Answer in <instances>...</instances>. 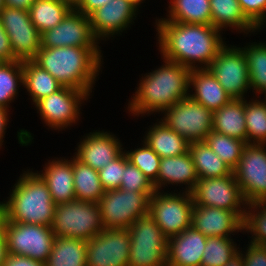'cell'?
Here are the masks:
<instances>
[{"label": "cell", "mask_w": 266, "mask_h": 266, "mask_svg": "<svg viewBox=\"0 0 266 266\" xmlns=\"http://www.w3.org/2000/svg\"><path fill=\"white\" fill-rule=\"evenodd\" d=\"M160 57L190 69L207 68L228 41L211 24H189L171 21L153 22Z\"/></svg>", "instance_id": "obj_1"}, {"label": "cell", "mask_w": 266, "mask_h": 266, "mask_svg": "<svg viewBox=\"0 0 266 266\" xmlns=\"http://www.w3.org/2000/svg\"><path fill=\"white\" fill-rule=\"evenodd\" d=\"M162 65L151 72L141 74L135 92L128 99L125 112L139 120V117L160 116L178 101L189 97V76L191 69L161 57Z\"/></svg>", "instance_id": "obj_2"}, {"label": "cell", "mask_w": 266, "mask_h": 266, "mask_svg": "<svg viewBox=\"0 0 266 266\" xmlns=\"http://www.w3.org/2000/svg\"><path fill=\"white\" fill-rule=\"evenodd\" d=\"M103 53L102 47H41L33 61L63 87L83 90L94 96L95 83L104 70Z\"/></svg>", "instance_id": "obj_3"}, {"label": "cell", "mask_w": 266, "mask_h": 266, "mask_svg": "<svg viewBox=\"0 0 266 266\" xmlns=\"http://www.w3.org/2000/svg\"><path fill=\"white\" fill-rule=\"evenodd\" d=\"M19 175L5 199V220L51 227L56 204L47 184L33 168Z\"/></svg>", "instance_id": "obj_4"}, {"label": "cell", "mask_w": 266, "mask_h": 266, "mask_svg": "<svg viewBox=\"0 0 266 266\" xmlns=\"http://www.w3.org/2000/svg\"><path fill=\"white\" fill-rule=\"evenodd\" d=\"M92 97L83 90L62 87L57 92L42 98L33 107L44 127L62 132L79 125L84 107ZM86 102V103H85ZM45 124V125H44ZM77 124V125H76Z\"/></svg>", "instance_id": "obj_5"}, {"label": "cell", "mask_w": 266, "mask_h": 266, "mask_svg": "<svg viewBox=\"0 0 266 266\" xmlns=\"http://www.w3.org/2000/svg\"><path fill=\"white\" fill-rule=\"evenodd\" d=\"M51 228L55 236L88 241L104 230L100 206L81 200L58 204Z\"/></svg>", "instance_id": "obj_6"}, {"label": "cell", "mask_w": 266, "mask_h": 266, "mask_svg": "<svg viewBox=\"0 0 266 266\" xmlns=\"http://www.w3.org/2000/svg\"><path fill=\"white\" fill-rule=\"evenodd\" d=\"M128 230V266H167L168 238L149 214L138 218Z\"/></svg>", "instance_id": "obj_7"}, {"label": "cell", "mask_w": 266, "mask_h": 266, "mask_svg": "<svg viewBox=\"0 0 266 266\" xmlns=\"http://www.w3.org/2000/svg\"><path fill=\"white\" fill-rule=\"evenodd\" d=\"M153 193L106 190L98 202L103 228L128 229L138 218L149 214V200Z\"/></svg>", "instance_id": "obj_8"}, {"label": "cell", "mask_w": 266, "mask_h": 266, "mask_svg": "<svg viewBox=\"0 0 266 266\" xmlns=\"http://www.w3.org/2000/svg\"><path fill=\"white\" fill-rule=\"evenodd\" d=\"M193 206L189 192L155 191L149 200V215L170 238L191 227Z\"/></svg>", "instance_id": "obj_9"}, {"label": "cell", "mask_w": 266, "mask_h": 266, "mask_svg": "<svg viewBox=\"0 0 266 266\" xmlns=\"http://www.w3.org/2000/svg\"><path fill=\"white\" fill-rule=\"evenodd\" d=\"M240 44L228 40L207 67L232 99H245L251 93L248 63Z\"/></svg>", "instance_id": "obj_10"}, {"label": "cell", "mask_w": 266, "mask_h": 266, "mask_svg": "<svg viewBox=\"0 0 266 266\" xmlns=\"http://www.w3.org/2000/svg\"><path fill=\"white\" fill-rule=\"evenodd\" d=\"M161 116L164 123L190 143L204 141L213 128V112L190 97L178 101Z\"/></svg>", "instance_id": "obj_11"}, {"label": "cell", "mask_w": 266, "mask_h": 266, "mask_svg": "<svg viewBox=\"0 0 266 266\" xmlns=\"http://www.w3.org/2000/svg\"><path fill=\"white\" fill-rule=\"evenodd\" d=\"M8 254L26 256L46 262L53 247L55 235L51 227L4 221Z\"/></svg>", "instance_id": "obj_12"}, {"label": "cell", "mask_w": 266, "mask_h": 266, "mask_svg": "<svg viewBox=\"0 0 266 266\" xmlns=\"http://www.w3.org/2000/svg\"><path fill=\"white\" fill-rule=\"evenodd\" d=\"M233 173L247 204L266 202V144L247 143Z\"/></svg>", "instance_id": "obj_13"}, {"label": "cell", "mask_w": 266, "mask_h": 266, "mask_svg": "<svg viewBox=\"0 0 266 266\" xmlns=\"http://www.w3.org/2000/svg\"><path fill=\"white\" fill-rule=\"evenodd\" d=\"M141 10L127 0H111L89 15L94 36L103 45L132 29ZM137 18V19H136ZM104 41V42H103Z\"/></svg>", "instance_id": "obj_14"}, {"label": "cell", "mask_w": 266, "mask_h": 266, "mask_svg": "<svg viewBox=\"0 0 266 266\" xmlns=\"http://www.w3.org/2000/svg\"><path fill=\"white\" fill-rule=\"evenodd\" d=\"M190 193L197 206L246 211L247 203L233 172L228 176L198 179Z\"/></svg>", "instance_id": "obj_15"}, {"label": "cell", "mask_w": 266, "mask_h": 266, "mask_svg": "<svg viewBox=\"0 0 266 266\" xmlns=\"http://www.w3.org/2000/svg\"><path fill=\"white\" fill-rule=\"evenodd\" d=\"M131 239L128 229H104L87 241V266H128Z\"/></svg>", "instance_id": "obj_16"}, {"label": "cell", "mask_w": 266, "mask_h": 266, "mask_svg": "<svg viewBox=\"0 0 266 266\" xmlns=\"http://www.w3.org/2000/svg\"><path fill=\"white\" fill-rule=\"evenodd\" d=\"M41 47H102L91 29L89 16L72 9L50 30L41 33ZM100 45V46H99Z\"/></svg>", "instance_id": "obj_17"}, {"label": "cell", "mask_w": 266, "mask_h": 266, "mask_svg": "<svg viewBox=\"0 0 266 266\" xmlns=\"http://www.w3.org/2000/svg\"><path fill=\"white\" fill-rule=\"evenodd\" d=\"M110 130H92L80 138L73 155L83 164L99 171L124 152L123 142Z\"/></svg>", "instance_id": "obj_18"}, {"label": "cell", "mask_w": 266, "mask_h": 266, "mask_svg": "<svg viewBox=\"0 0 266 266\" xmlns=\"http://www.w3.org/2000/svg\"><path fill=\"white\" fill-rule=\"evenodd\" d=\"M244 217L245 211L194 205L191 226L206 237H235L243 234Z\"/></svg>", "instance_id": "obj_19"}, {"label": "cell", "mask_w": 266, "mask_h": 266, "mask_svg": "<svg viewBox=\"0 0 266 266\" xmlns=\"http://www.w3.org/2000/svg\"><path fill=\"white\" fill-rule=\"evenodd\" d=\"M43 169L36 173L47 184L52 200L56 205L76 200L71 157H48ZM53 158V159H52ZM70 158V159H69Z\"/></svg>", "instance_id": "obj_20"}, {"label": "cell", "mask_w": 266, "mask_h": 266, "mask_svg": "<svg viewBox=\"0 0 266 266\" xmlns=\"http://www.w3.org/2000/svg\"><path fill=\"white\" fill-rule=\"evenodd\" d=\"M198 179L189 151L180 156L161 158L157 176V191H182L190 193ZM174 186L175 188L173 189ZM176 187L179 188L177 189Z\"/></svg>", "instance_id": "obj_21"}, {"label": "cell", "mask_w": 266, "mask_h": 266, "mask_svg": "<svg viewBox=\"0 0 266 266\" xmlns=\"http://www.w3.org/2000/svg\"><path fill=\"white\" fill-rule=\"evenodd\" d=\"M206 241L192 226L168 238L167 266H201Z\"/></svg>", "instance_id": "obj_22"}, {"label": "cell", "mask_w": 266, "mask_h": 266, "mask_svg": "<svg viewBox=\"0 0 266 266\" xmlns=\"http://www.w3.org/2000/svg\"><path fill=\"white\" fill-rule=\"evenodd\" d=\"M189 97L212 112L228 104L232 97L207 68L191 69Z\"/></svg>", "instance_id": "obj_23"}, {"label": "cell", "mask_w": 266, "mask_h": 266, "mask_svg": "<svg viewBox=\"0 0 266 266\" xmlns=\"http://www.w3.org/2000/svg\"><path fill=\"white\" fill-rule=\"evenodd\" d=\"M210 9L211 25L222 33L231 29L232 33L249 37L261 32L244 15L238 0H210Z\"/></svg>", "instance_id": "obj_24"}, {"label": "cell", "mask_w": 266, "mask_h": 266, "mask_svg": "<svg viewBox=\"0 0 266 266\" xmlns=\"http://www.w3.org/2000/svg\"><path fill=\"white\" fill-rule=\"evenodd\" d=\"M156 122H151L142 140L149 145L161 158L176 157L189 151V144L184 137L172 130L161 119L156 118Z\"/></svg>", "instance_id": "obj_25"}, {"label": "cell", "mask_w": 266, "mask_h": 266, "mask_svg": "<svg viewBox=\"0 0 266 266\" xmlns=\"http://www.w3.org/2000/svg\"><path fill=\"white\" fill-rule=\"evenodd\" d=\"M167 3L166 16H158L154 21L211 24L210 0H170Z\"/></svg>", "instance_id": "obj_26"}, {"label": "cell", "mask_w": 266, "mask_h": 266, "mask_svg": "<svg viewBox=\"0 0 266 266\" xmlns=\"http://www.w3.org/2000/svg\"><path fill=\"white\" fill-rule=\"evenodd\" d=\"M212 130L247 143L244 99H232L213 112Z\"/></svg>", "instance_id": "obj_27"}, {"label": "cell", "mask_w": 266, "mask_h": 266, "mask_svg": "<svg viewBox=\"0 0 266 266\" xmlns=\"http://www.w3.org/2000/svg\"><path fill=\"white\" fill-rule=\"evenodd\" d=\"M63 86L45 69L33 60L23 61V88L28 99L35 105L39 100L47 97ZM27 90V91H26Z\"/></svg>", "instance_id": "obj_28"}, {"label": "cell", "mask_w": 266, "mask_h": 266, "mask_svg": "<svg viewBox=\"0 0 266 266\" xmlns=\"http://www.w3.org/2000/svg\"><path fill=\"white\" fill-rule=\"evenodd\" d=\"M189 153L199 179L228 176L233 172L205 141L190 143Z\"/></svg>", "instance_id": "obj_29"}, {"label": "cell", "mask_w": 266, "mask_h": 266, "mask_svg": "<svg viewBox=\"0 0 266 266\" xmlns=\"http://www.w3.org/2000/svg\"><path fill=\"white\" fill-rule=\"evenodd\" d=\"M72 169L76 200L98 203L104 195L99 172L83 164L72 154Z\"/></svg>", "instance_id": "obj_30"}, {"label": "cell", "mask_w": 266, "mask_h": 266, "mask_svg": "<svg viewBox=\"0 0 266 266\" xmlns=\"http://www.w3.org/2000/svg\"><path fill=\"white\" fill-rule=\"evenodd\" d=\"M86 248L87 241L55 236L45 266H87Z\"/></svg>", "instance_id": "obj_31"}, {"label": "cell", "mask_w": 266, "mask_h": 266, "mask_svg": "<svg viewBox=\"0 0 266 266\" xmlns=\"http://www.w3.org/2000/svg\"><path fill=\"white\" fill-rule=\"evenodd\" d=\"M244 47H243V46ZM245 53L250 78L251 96H261L266 91V42L253 40L240 46Z\"/></svg>", "instance_id": "obj_32"}, {"label": "cell", "mask_w": 266, "mask_h": 266, "mask_svg": "<svg viewBox=\"0 0 266 266\" xmlns=\"http://www.w3.org/2000/svg\"><path fill=\"white\" fill-rule=\"evenodd\" d=\"M71 10L61 0H35L29 13L31 22L41 34L60 24Z\"/></svg>", "instance_id": "obj_33"}, {"label": "cell", "mask_w": 266, "mask_h": 266, "mask_svg": "<svg viewBox=\"0 0 266 266\" xmlns=\"http://www.w3.org/2000/svg\"><path fill=\"white\" fill-rule=\"evenodd\" d=\"M247 143L266 144V103L260 96L244 99Z\"/></svg>", "instance_id": "obj_34"}, {"label": "cell", "mask_w": 266, "mask_h": 266, "mask_svg": "<svg viewBox=\"0 0 266 266\" xmlns=\"http://www.w3.org/2000/svg\"><path fill=\"white\" fill-rule=\"evenodd\" d=\"M23 87V62L0 63V106L12 110Z\"/></svg>", "instance_id": "obj_35"}, {"label": "cell", "mask_w": 266, "mask_h": 266, "mask_svg": "<svg viewBox=\"0 0 266 266\" xmlns=\"http://www.w3.org/2000/svg\"><path fill=\"white\" fill-rule=\"evenodd\" d=\"M233 237H207L201 266H223L239 252L240 242Z\"/></svg>", "instance_id": "obj_36"}, {"label": "cell", "mask_w": 266, "mask_h": 266, "mask_svg": "<svg viewBox=\"0 0 266 266\" xmlns=\"http://www.w3.org/2000/svg\"><path fill=\"white\" fill-rule=\"evenodd\" d=\"M138 146L127 150L124 147V153L128 161L135 165L145 177L153 184L154 190L157 191V176L159 173L161 157L152 150L142 139ZM140 144V145H139ZM140 146V147H139Z\"/></svg>", "instance_id": "obj_37"}, {"label": "cell", "mask_w": 266, "mask_h": 266, "mask_svg": "<svg viewBox=\"0 0 266 266\" xmlns=\"http://www.w3.org/2000/svg\"><path fill=\"white\" fill-rule=\"evenodd\" d=\"M213 152L223 160L232 170H234L245 148L246 142L211 131L204 140Z\"/></svg>", "instance_id": "obj_38"}, {"label": "cell", "mask_w": 266, "mask_h": 266, "mask_svg": "<svg viewBox=\"0 0 266 266\" xmlns=\"http://www.w3.org/2000/svg\"><path fill=\"white\" fill-rule=\"evenodd\" d=\"M244 234L248 235V242L266 246V202L246 205L243 222Z\"/></svg>", "instance_id": "obj_39"}, {"label": "cell", "mask_w": 266, "mask_h": 266, "mask_svg": "<svg viewBox=\"0 0 266 266\" xmlns=\"http://www.w3.org/2000/svg\"><path fill=\"white\" fill-rule=\"evenodd\" d=\"M9 37L15 59L33 60L41 49V34L38 30L5 31Z\"/></svg>", "instance_id": "obj_40"}, {"label": "cell", "mask_w": 266, "mask_h": 266, "mask_svg": "<svg viewBox=\"0 0 266 266\" xmlns=\"http://www.w3.org/2000/svg\"><path fill=\"white\" fill-rule=\"evenodd\" d=\"M119 189L136 192H155L153 184L135 165L128 161L125 153L124 171Z\"/></svg>", "instance_id": "obj_41"}, {"label": "cell", "mask_w": 266, "mask_h": 266, "mask_svg": "<svg viewBox=\"0 0 266 266\" xmlns=\"http://www.w3.org/2000/svg\"><path fill=\"white\" fill-rule=\"evenodd\" d=\"M0 21L5 31L37 30L27 10L5 6L0 11Z\"/></svg>", "instance_id": "obj_42"}, {"label": "cell", "mask_w": 266, "mask_h": 266, "mask_svg": "<svg viewBox=\"0 0 266 266\" xmlns=\"http://www.w3.org/2000/svg\"><path fill=\"white\" fill-rule=\"evenodd\" d=\"M124 171V152L115 160L100 169L99 178L102 188L106 190L119 189Z\"/></svg>", "instance_id": "obj_43"}, {"label": "cell", "mask_w": 266, "mask_h": 266, "mask_svg": "<svg viewBox=\"0 0 266 266\" xmlns=\"http://www.w3.org/2000/svg\"><path fill=\"white\" fill-rule=\"evenodd\" d=\"M244 15L259 29L266 28V0H238Z\"/></svg>", "instance_id": "obj_44"}, {"label": "cell", "mask_w": 266, "mask_h": 266, "mask_svg": "<svg viewBox=\"0 0 266 266\" xmlns=\"http://www.w3.org/2000/svg\"><path fill=\"white\" fill-rule=\"evenodd\" d=\"M244 266H266V246L247 242L246 247L240 248Z\"/></svg>", "instance_id": "obj_45"}, {"label": "cell", "mask_w": 266, "mask_h": 266, "mask_svg": "<svg viewBox=\"0 0 266 266\" xmlns=\"http://www.w3.org/2000/svg\"><path fill=\"white\" fill-rule=\"evenodd\" d=\"M17 61L12 51L11 43L0 21V63Z\"/></svg>", "instance_id": "obj_46"}, {"label": "cell", "mask_w": 266, "mask_h": 266, "mask_svg": "<svg viewBox=\"0 0 266 266\" xmlns=\"http://www.w3.org/2000/svg\"><path fill=\"white\" fill-rule=\"evenodd\" d=\"M3 266H45V263L26 256L8 254Z\"/></svg>", "instance_id": "obj_47"}, {"label": "cell", "mask_w": 266, "mask_h": 266, "mask_svg": "<svg viewBox=\"0 0 266 266\" xmlns=\"http://www.w3.org/2000/svg\"><path fill=\"white\" fill-rule=\"evenodd\" d=\"M10 112H13V111L7 110L0 106V151L1 149H3V146L5 145L4 138L7 132L6 130L9 128V125H10L9 121L11 120L10 116L12 114Z\"/></svg>", "instance_id": "obj_48"}, {"label": "cell", "mask_w": 266, "mask_h": 266, "mask_svg": "<svg viewBox=\"0 0 266 266\" xmlns=\"http://www.w3.org/2000/svg\"><path fill=\"white\" fill-rule=\"evenodd\" d=\"M111 0H83L76 10L89 16L93 11L107 4Z\"/></svg>", "instance_id": "obj_49"}, {"label": "cell", "mask_w": 266, "mask_h": 266, "mask_svg": "<svg viewBox=\"0 0 266 266\" xmlns=\"http://www.w3.org/2000/svg\"><path fill=\"white\" fill-rule=\"evenodd\" d=\"M35 0H4L5 6L29 11Z\"/></svg>", "instance_id": "obj_50"}, {"label": "cell", "mask_w": 266, "mask_h": 266, "mask_svg": "<svg viewBox=\"0 0 266 266\" xmlns=\"http://www.w3.org/2000/svg\"><path fill=\"white\" fill-rule=\"evenodd\" d=\"M8 256L7 238L4 229H0V266H3Z\"/></svg>", "instance_id": "obj_51"}, {"label": "cell", "mask_w": 266, "mask_h": 266, "mask_svg": "<svg viewBox=\"0 0 266 266\" xmlns=\"http://www.w3.org/2000/svg\"><path fill=\"white\" fill-rule=\"evenodd\" d=\"M223 266H244L242 252L239 250L237 254H235L228 263Z\"/></svg>", "instance_id": "obj_52"}, {"label": "cell", "mask_w": 266, "mask_h": 266, "mask_svg": "<svg viewBox=\"0 0 266 266\" xmlns=\"http://www.w3.org/2000/svg\"><path fill=\"white\" fill-rule=\"evenodd\" d=\"M6 219V212H5V198L3 201L0 200V229L4 226V221Z\"/></svg>", "instance_id": "obj_53"}, {"label": "cell", "mask_w": 266, "mask_h": 266, "mask_svg": "<svg viewBox=\"0 0 266 266\" xmlns=\"http://www.w3.org/2000/svg\"><path fill=\"white\" fill-rule=\"evenodd\" d=\"M61 1L69 5L72 9H76L83 0H61Z\"/></svg>", "instance_id": "obj_54"}, {"label": "cell", "mask_w": 266, "mask_h": 266, "mask_svg": "<svg viewBox=\"0 0 266 266\" xmlns=\"http://www.w3.org/2000/svg\"><path fill=\"white\" fill-rule=\"evenodd\" d=\"M127 1H129V2H131L133 5H135L138 9L139 8H142L143 9V5H144V3H146L145 1L146 0H127ZM143 4V5H142Z\"/></svg>", "instance_id": "obj_55"}, {"label": "cell", "mask_w": 266, "mask_h": 266, "mask_svg": "<svg viewBox=\"0 0 266 266\" xmlns=\"http://www.w3.org/2000/svg\"><path fill=\"white\" fill-rule=\"evenodd\" d=\"M264 95V96H263ZM262 97L261 99L266 103V91H264L261 96ZM264 97V98H263Z\"/></svg>", "instance_id": "obj_56"}, {"label": "cell", "mask_w": 266, "mask_h": 266, "mask_svg": "<svg viewBox=\"0 0 266 266\" xmlns=\"http://www.w3.org/2000/svg\"><path fill=\"white\" fill-rule=\"evenodd\" d=\"M5 7L4 0H0V11Z\"/></svg>", "instance_id": "obj_57"}]
</instances>
